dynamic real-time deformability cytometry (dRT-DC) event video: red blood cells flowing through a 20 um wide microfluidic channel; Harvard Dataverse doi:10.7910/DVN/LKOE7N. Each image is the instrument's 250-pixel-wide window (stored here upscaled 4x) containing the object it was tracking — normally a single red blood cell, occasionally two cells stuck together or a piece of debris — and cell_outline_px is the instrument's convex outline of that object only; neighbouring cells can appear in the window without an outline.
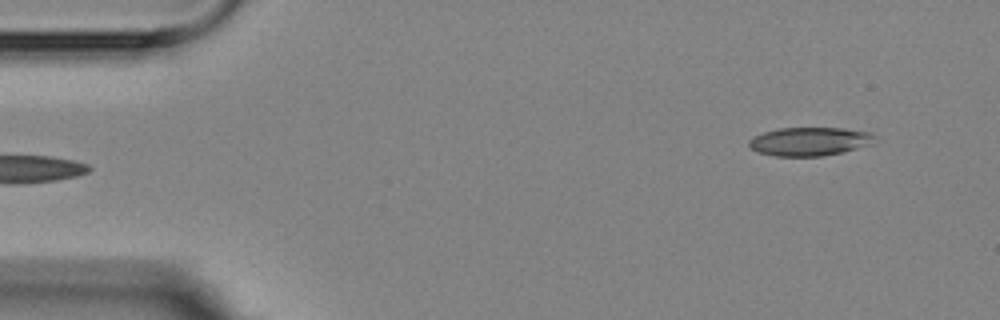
{"species": "Egyptian fruit bat (a non-hibernating species)", "species_latin": "Rousettus aegyptiacus", "temperature_condition": "room temperature", "stored_images_in_passage": 4, "segment_of_instrument_passage": [2, 2], "camera_frame_rate_fps": 3000, "um_per_image_px": 0.085, "animal": {"sex": "female"}, "frame": {"image": 1, "passage_image": 4, "time_ms": 3.667, "image_size_px": [1000, 320], "cell_outline_px": [[872, 144], [840, 152], [820, 156], [776, 156], [760, 152], [752, 148], [748, 144], [748, 140], [752, 136], [764, 132], [780, 128], [844, 128], [872, 132]], "centroid_in_image_um": [68.78, 12.01], "position_along_channel_um": 16.2, "area_um2": 20.63}}